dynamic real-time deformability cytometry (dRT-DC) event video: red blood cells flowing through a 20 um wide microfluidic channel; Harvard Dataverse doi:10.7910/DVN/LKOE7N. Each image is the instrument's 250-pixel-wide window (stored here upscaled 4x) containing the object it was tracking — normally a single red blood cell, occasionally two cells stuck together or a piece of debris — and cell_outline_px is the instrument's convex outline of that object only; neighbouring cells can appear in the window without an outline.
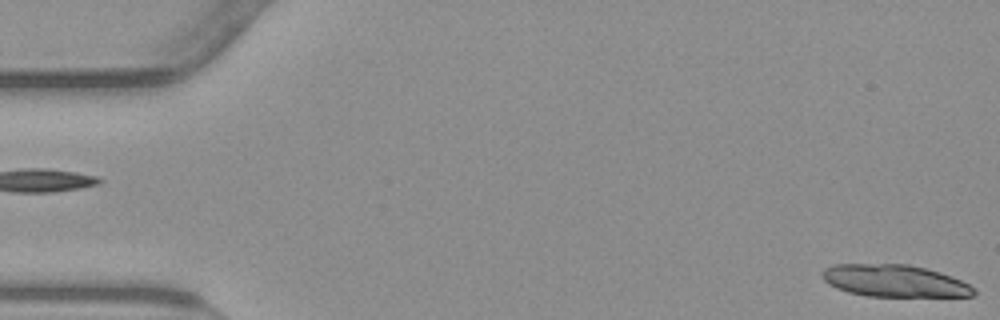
{"species": "common noctule bat (a hibernating species)", "species_latin": "Nyctalus noctula", "temperature_condition": "warm", "stored_images_in_passage": 16, "camera_frame_rate_fps": 3000, "um_per_image_px": 0.085, "animal": {"sex": "male", "body_mass_g": 23.1, "forearm_length_mm": 52.7}, "frame": {"image": 1, "passage_image": 1, "time_ms": 0.0, "image_size_px": [1000, 320], "cell_outline_px": [[976, 296], [868, 296], [848, 292], [836, 288], [828, 284], [824, 280], [820, 272], [824, 268], [832, 264], [908, 264], [940, 272], [952, 276], [976, 288]], "centroid_in_image_um": [76.01, 23.87], "position_along_channel_um": 9.0, "area_um2": 28.5}}